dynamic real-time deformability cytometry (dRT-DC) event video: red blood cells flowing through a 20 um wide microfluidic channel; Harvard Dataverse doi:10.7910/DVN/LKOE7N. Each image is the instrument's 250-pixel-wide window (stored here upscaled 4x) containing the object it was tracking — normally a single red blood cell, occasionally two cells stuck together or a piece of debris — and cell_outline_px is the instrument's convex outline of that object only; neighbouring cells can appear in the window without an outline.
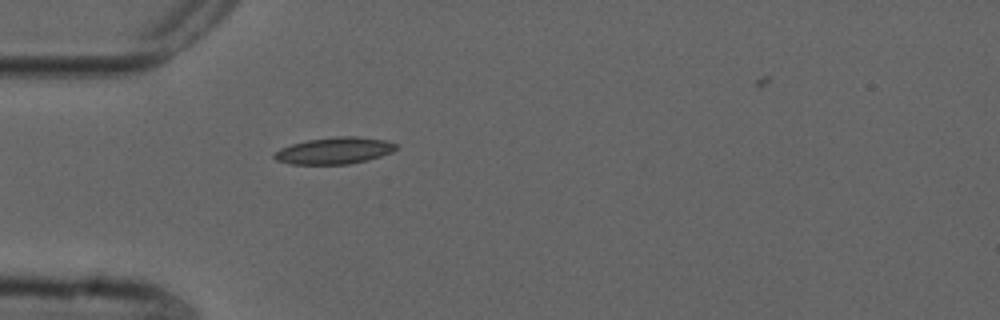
{"species": "common noctule bat (a hibernating species)", "species_latin": "Nyctalus noctula", "temperature_condition": "cold", "stored_images_in_passage": 38, "camera_frame_rate_fps": 3000, "um_per_image_px": 0.085, "animal": {"sex": "male", "forearm_length_mm": 52.5}, "frame": {"image": 1, "passage_image": 2, "time_ms": 0.333, "image_size_px": [1000, 320], "cell_outline_px": [[396, 148], [392, 152], [380, 156], [348, 164], [292, 164], [276, 160], [272, 156], [280, 148], [292, 144], [308, 140], [336, 136], [356, 136], [384, 140], [396, 144]], "centroid_in_image_um": [28.4, 12.8], "position_along_channel_um": 56.6, "area_um2": 18.67}}
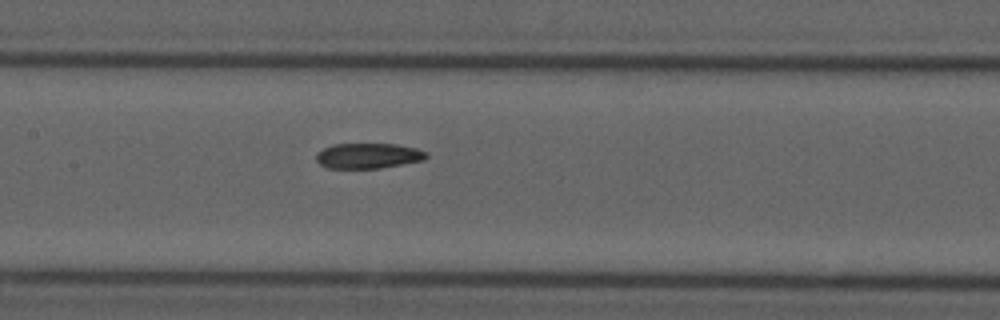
{"frame": {"image": 2, "passage_image": 12, "time_ms": 3.667, "image_size_px": [1000, 320], "cell_outline_px": [[428, 156], [424, 160], [380, 168], [328, 168], [320, 164], [316, 160], [316, 156], [324, 148], [332, 144], [396, 144], [416, 148], [424, 152]], "centroid_in_image_um": [31.29, 13.24], "position_along_channel_um": 176.1, "area_um2": 16.07}}
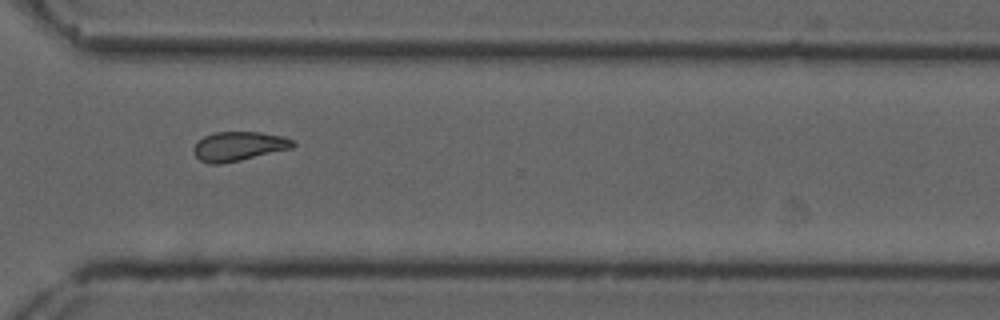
{"frame": {"image": 3, "passage_image": 26, "time_ms": 8.333, "image_size_px": [1000, 320], "cell_outline_px": [[296, 144], [292, 148], [240, 160], [220, 164], [208, 164], [200, 160], [196, 156], [192, 148], [204, 136], [216, 132], [260, 132], [284, 136], [292, 140]], "centroid_in_image_um": [20.29, 12.43], "position_along_channel_um": 350.3, "area_um2": 16.82}}